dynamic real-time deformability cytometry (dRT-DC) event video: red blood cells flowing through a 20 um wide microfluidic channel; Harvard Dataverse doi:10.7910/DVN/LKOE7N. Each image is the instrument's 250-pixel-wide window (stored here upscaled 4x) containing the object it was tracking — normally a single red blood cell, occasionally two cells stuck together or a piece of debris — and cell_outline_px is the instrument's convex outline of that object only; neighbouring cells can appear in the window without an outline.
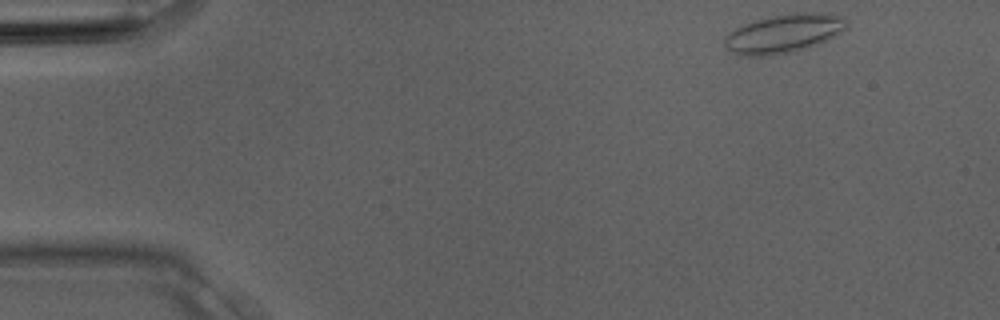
{"species": "Egyptian fruit bat (a non-hibernating species)", "species_latin": "Rousettus aegyptiacus", "temperature_condition": "room temperature", "stored_images_in_passage": 3, "camera_frame_rate_fps": 3000, "um_per_image_px": 0.085, "animal": {"sex": "male"}, "frame": {"image": 1, "passage_image": 1, "time_ms": 0.0, "image_size_px": [1000, 320], "cell_outline_px": [[848, 28], [820, 44], [788, 52], [768, 56], [744, 56], [732, 52], [724, 44], [724, 36], [728, 32], [740, 24], [756, 20], [796, 12], [832, 12], [844, 16], [848, 20]], "centroid_in_image_um": [66.66, 2.82], "position_along_channel_um": 18.3, "area_um2": 27.92}}